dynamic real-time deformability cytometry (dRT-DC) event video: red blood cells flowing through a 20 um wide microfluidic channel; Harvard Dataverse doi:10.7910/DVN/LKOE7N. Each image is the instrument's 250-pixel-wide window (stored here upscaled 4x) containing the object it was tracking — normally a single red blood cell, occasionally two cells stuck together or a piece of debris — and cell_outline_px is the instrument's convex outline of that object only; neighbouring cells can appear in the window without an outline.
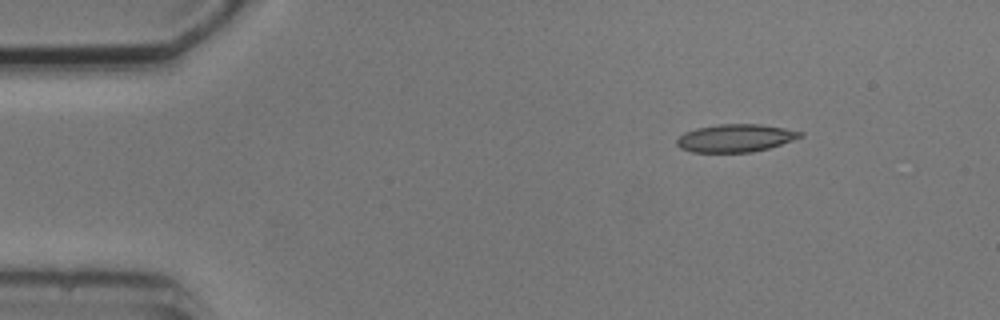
{"species": "common noctule bat (a hibernating species)", "species_latin": "Nyctalus noctula", "temperature_condition": "cold", "stored_images_in_passage": 6, "camera_frame_rate_fps": 3000, "um_per_image_px": 0.085, "animal": {"sex": "male", "body_mass_g": 20.5, "forearm_length_mm": 52.5}, "frame": {"image": 1, "passage_image": 1, "time_ms": 0.0, "image_size_px": [1000, 320], "cell_outline_px": [[804, 136], [768, 148], [752, 152], [692, 152], [680, 148], [676, 144], [676, 140], [684, 132], [696, 128], [720, 124], [760, 124], [784, 128], [804, 132]], "centroid_in_image_um": [62.5, 11.73], "position_along_channel_um": 22.5, "area_um2": 19.94}}
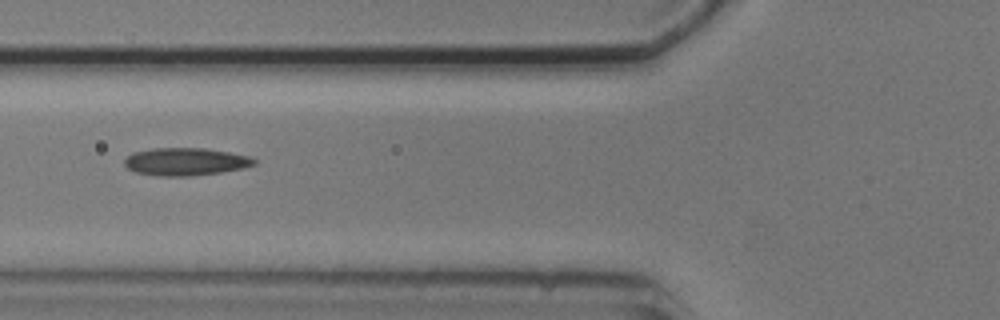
{"frame": {"image": 2, "passage_image": 5, "time_ms": 4.333, "image_size_px": [1000, 320], "cell_outline_px": [[256, 164], [244, 168], [220, 172], [188, 176], [160, 176], [136, 172], [128, 168], [124, 164], [124, 160], [132, 152], [152, 148], [204, 148], [252, 156], [256, 160]], "centroid_in_image_um": [15.78, 13.73], "position_along_channel_um": 110.0, "area_um2": 20.92}}
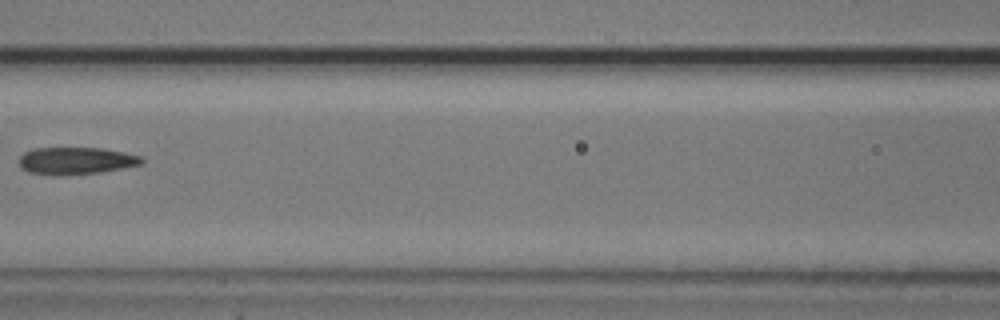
{"frame": {"image": 3, "passage_image": 6, "time_ms": 5.667, "image_size_px": [1000, 320], "cell_outline_px": [[144, 160], [140, 164], [124, 168], [100, 172], [60, 176], [52, 176], [28, 172], [20, 168], [20, 156], [24, 152], [32, 148], [100, 148], [124, 152], [140, 156]], "centroid_in_image_um": [6.41, 13.67], "position_along_channel_um": 160.2, "area_um2": 19.59}}